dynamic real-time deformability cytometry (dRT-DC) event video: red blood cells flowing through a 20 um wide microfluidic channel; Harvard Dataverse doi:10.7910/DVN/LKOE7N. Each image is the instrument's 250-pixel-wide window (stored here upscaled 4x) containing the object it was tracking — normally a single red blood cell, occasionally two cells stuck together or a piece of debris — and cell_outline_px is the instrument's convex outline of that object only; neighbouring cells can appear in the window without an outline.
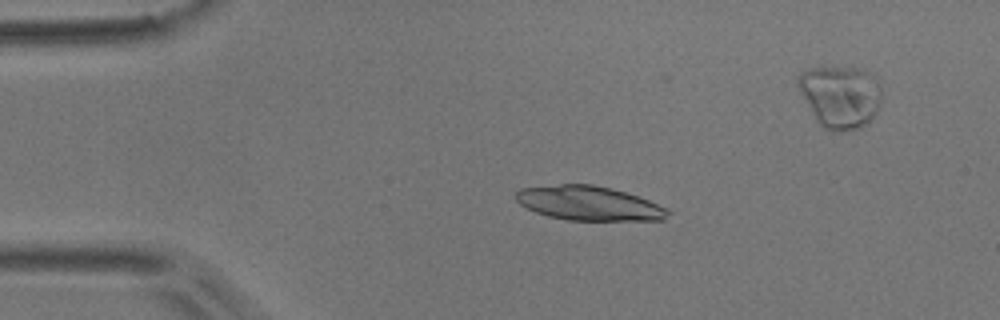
{"species": "common noctule bat (a hibernating species)", "species_latin": "Nyctalus noctula", "temperature_condition": "room temperature", "stored_images_in_passage": 5, "segment_of_instrument_passage": [1, 2], "camera_frame_rate_fps": 3000, "um_per_image_px": 0.085, "animal": {"sex": "male", "body_mass_g": 17.9}, "frame": {"image": 1, "passage_image": 3, "time_ms": 0.667, "image_size_px": [1000, 320], "cell_outline_px": [[672, 212], [664, 220], [568, 220], [548, 216], [536, 212], [520, 204], [516, 200], [516, 192], [520, 188], [560, 184], [592, 184], [612, 188], [648, 200], [668, 208]], "centroid_in_image_um": [50.07, 17.28], "position_along_channel_um": 34.9, "area_um2": 30.35}}